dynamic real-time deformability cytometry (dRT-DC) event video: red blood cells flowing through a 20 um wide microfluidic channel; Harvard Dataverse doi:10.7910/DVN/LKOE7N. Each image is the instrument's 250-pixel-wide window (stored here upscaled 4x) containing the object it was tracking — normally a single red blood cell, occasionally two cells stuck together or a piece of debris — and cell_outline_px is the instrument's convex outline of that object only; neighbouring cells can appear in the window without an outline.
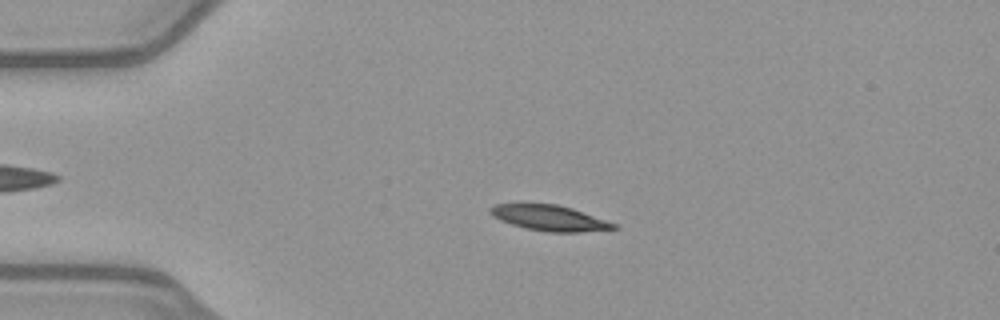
{"species": "common noctule bat (a hibernating species)", "species_latin": "Nyctalus noctula", "temperature_condition": "warm", "stored_images_in_passage": 52, "camera_frame_rate_fps": 3000, "um_per_image_px": 0.085, "animal": {"sex": "female", "body_mass_g": 21.9}, "frame": {"image": 1, "passage_image": 12, "time_ms": 3.667, "image_size_px": [1000, 320], "cell_outline_px": [[620, 228], [580, 232], [548, 232], [524, 228], [500, 220], [492, 216], [488, 212], [488, 208], [496, 204], [520, 200], [556, 204], [572, 208], [616, 224]], "centroid_in_image_um": [46.58, 18.47], "position_along_channel_um": 38.4, "area_um2": 19.13}}
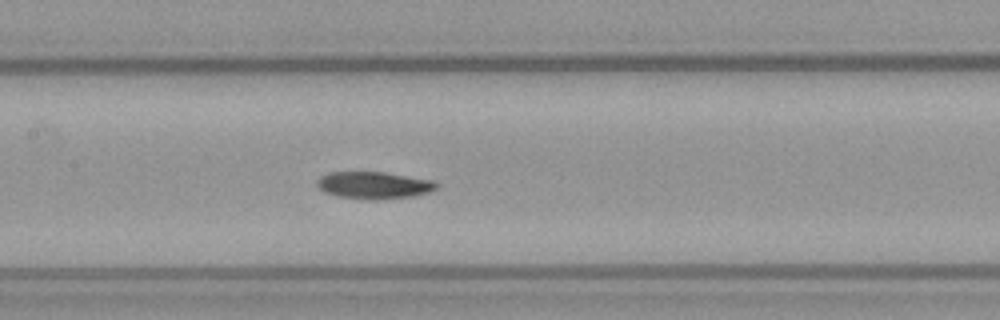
{"frame": {"image": 2, "passage_image": 25, "time_ms": 8.0, "image_size_px": [1000, 320], "cell_outline_px": [[440, 184], [436, 188], [428, 192], [412, 196], [376, 200], [368, 200], [336, 196], [324, 192], [316, 184], [316, 180], [320, 176], [328, 172], [384, 172], [436, 180]], "centroid_in_image_um": [31.78, 15.74], "position_along_channel_um": 175.6, "area_um2": 19.13}}
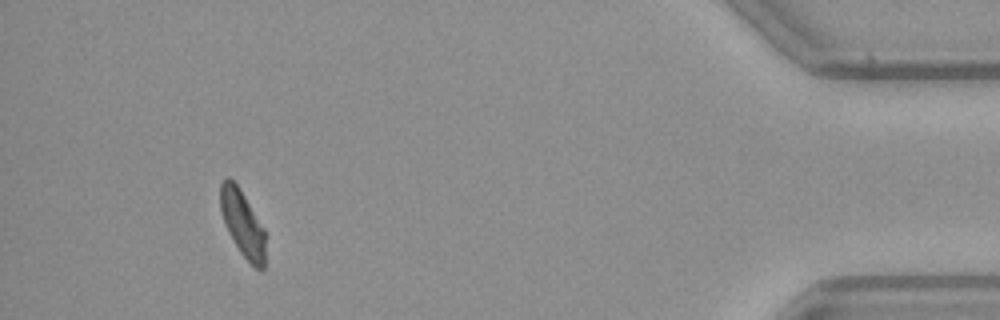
{"frame": {"image": 3, "passage_image": 48, "time_ms": 15.667, "image_size_px": [1000, 320], "cell_outline_px": [[264, 268], [260, 272], [240, 252], [228, 232], [224, 224], [220, 208], [220, 184], [224, 176], [228, 176], [236, 184], [244, 196], [264, 228]], "centroid_in_image_um": [20.58, 18.97], "position_along_channel_um": 414.6, "area_um2": 17.17}, "authors_computed_cell_mechanics": {"area_um2": 18.7272, "velocity_mm_per_s": 3.9852, "shape_relaxation_time_tau1_ms": 6.7558, "shape_relaxation_time_tau2_ms": null, "deformation_change_tau1": 0.1944, "deformation_change_tau2": null}}